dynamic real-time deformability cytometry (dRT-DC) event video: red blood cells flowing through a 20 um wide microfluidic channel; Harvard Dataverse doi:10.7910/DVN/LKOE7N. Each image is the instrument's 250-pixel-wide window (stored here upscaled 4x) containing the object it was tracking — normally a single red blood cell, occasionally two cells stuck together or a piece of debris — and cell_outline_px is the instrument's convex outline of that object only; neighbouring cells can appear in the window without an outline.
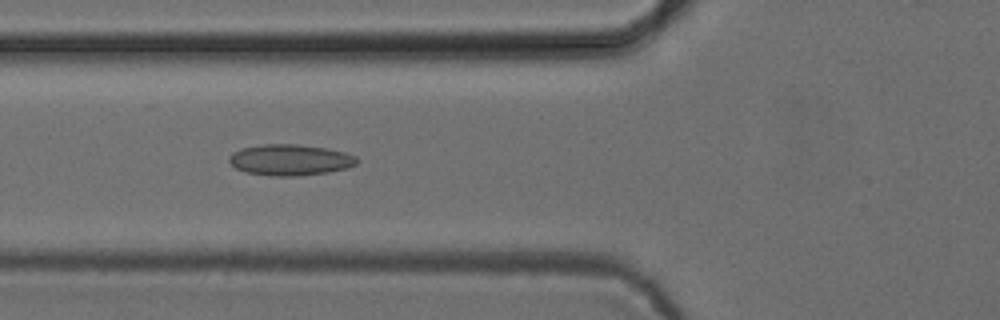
{"species": "common noctule bat (a hibernating species)", "species_latin": "Nyctalus noctula", "temperature_condition": "cold", "stored_images_in_passage": 53, "camera_frame_rate_fps": 3000, "um_per_image_px": 0.085, "animal": {"sex": "female", "body_mass_g": 24.6, "forearm_length_mm": 56.2}, "frame": {"image": 1, "passage_image": 20, "time_ms": 6.333, "image_size_px": [1000, 320], "cell_outline_px": [[356, 164], [348, 168], [328, 172], [296, 176], [272, 176], [244, 172], [236, 168], [228, 160], [228, 156], [232, 152], [240, 148], [260, 144], [296, 144], [328, 148], [344, 152], [356, 156]], "centroid_in_image_um": [24.62, 13.58], "position_along_channel_um": 101.2, "area_um2": 23.29}}
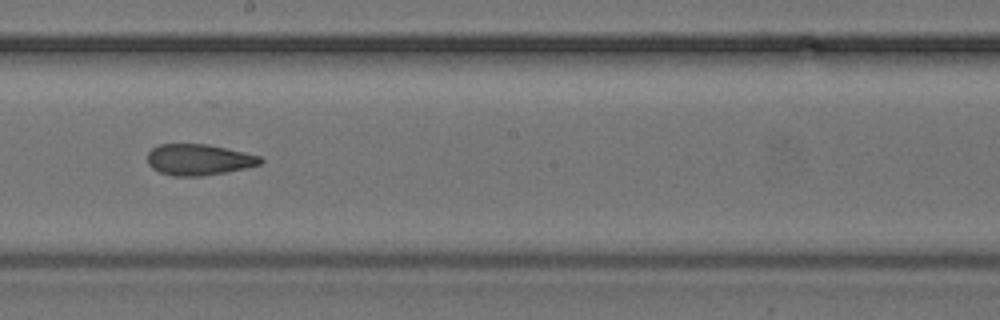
{"frame": {"image": 2, "passage_image": 30, "time_ms": 9.667, "image_size_px": [1000, 320], "cell_outline_px": [[264, 160], [260, 164], [228, 172], [200, 176], [172, 176], [160, 172], [152, 168], [148, 164], [148, 152], [152, 148], [160, 144], [208, 144], [244, 152], [260, 156]], "centroid_in_image_um": [16.89, 13.57], "position_along_channel_um": 231.3, "area_um2": 20.46}}
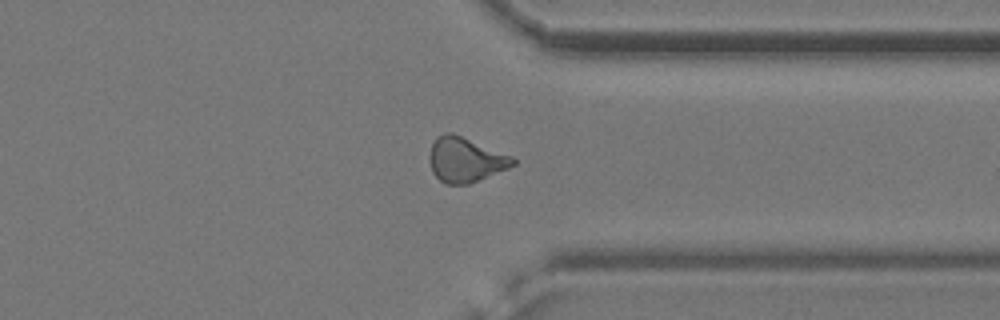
{"frame": {"image": 3, "passage_image": 41, "time_ms": 13.333, "image_size_px": [1000, 320], "cell_outline_px": [[516, 164], [508, 168], [468, 184], [444, 184], [432, 172], [428, 160], [428, 156], [432, 144], [436, 136], [444, 132], [452, 132], [512, 156], [516, 160]], "centroid_in_image_um": [39.52, 13.56], "position_along_channel_um": 371.9, "area_um2": 21.85}, "authors_computed_cell_mechanics": {"area_um2": 21.7328, "velocity_mm_per_s": 3.8901, "shape_relaxation_time_tau1_ms": null, "shape_relaxation_time_tau2_ms": 3.2757, "deformation_change_tau1": null, "deformation_change_tau2": 0.1147}}